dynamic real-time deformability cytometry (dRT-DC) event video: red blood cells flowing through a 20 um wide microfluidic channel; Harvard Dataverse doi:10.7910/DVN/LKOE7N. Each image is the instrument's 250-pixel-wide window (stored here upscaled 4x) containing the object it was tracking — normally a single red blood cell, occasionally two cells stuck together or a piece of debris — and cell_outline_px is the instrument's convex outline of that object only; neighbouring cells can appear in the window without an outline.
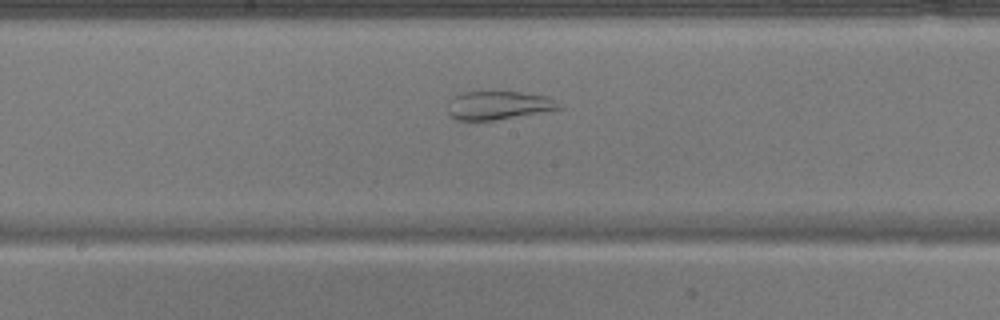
{"species": "common noctule bat (a hibernating species)", "species_latin": "Nyctalus noctula", "temperature_condition": "warm", "stored_images_in_passage": 41, "segment_of_instrument_passage": [2, 2], "camera_frame_rate_fps": 3000, "um_per_image_px": 0.085, "animal": {"sex": "male", "body_mass_g": 17.9}, "frame": {"image": 1, "passage_image": 23, "time_ms": 7.333, "image_size_px": [1000, 320], "cell_outline_px": [[564, 108], [492, 120], [456, 120], [448, 112], [448, 100], [452, 96], [460, 92], [520, 92], [548, 96]], "centroid_in_image_um": [42.31, 8.94], "position_along_channel_um": 205.9, "area_um2": 18.26}}
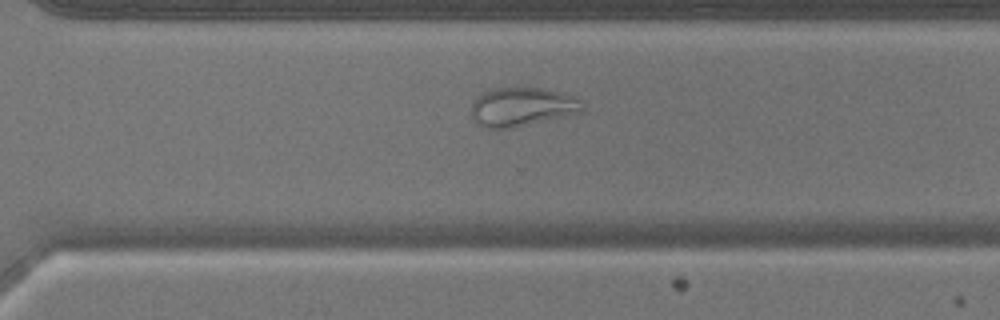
{"frame": {"image": 2, "passage_image": 32, "time_ms": 10.333, "image_size_px": [1000, 320], "cell_outline_px": [[584, 112], [512, 128], [484, 128], [472, 116], [472, 100], [476, 96], [484, 92], [496, 88], [540, 88], [560, 92], [580, 100], [584, 108]], "centroid_in_image_um": [44.37, 9.09], "position_along_channel_um": 326.2, "area_um2": 24.97}}
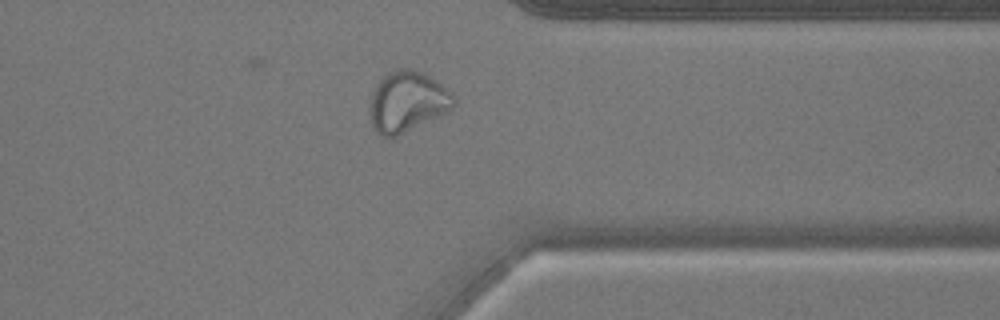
{"frame": {"image": 3, "passage_image": 36, "time_ms": 11.667, "image_size_px": [1000, 320], "cell_outline_px": [[456, 104], [452, 108], [396, 136], [380, 136], [376, 132], [372, 124], [368, 108], [372, 92], [376, 84], [388, 72], [396, 68], [408, 68], [420, 72], [428, 76], [452, 92], [456, 96]], "centroid_in_image_um": [34.58, 8.62], "position_along_channel_um": 376.8, "area_um2": 29.3}}